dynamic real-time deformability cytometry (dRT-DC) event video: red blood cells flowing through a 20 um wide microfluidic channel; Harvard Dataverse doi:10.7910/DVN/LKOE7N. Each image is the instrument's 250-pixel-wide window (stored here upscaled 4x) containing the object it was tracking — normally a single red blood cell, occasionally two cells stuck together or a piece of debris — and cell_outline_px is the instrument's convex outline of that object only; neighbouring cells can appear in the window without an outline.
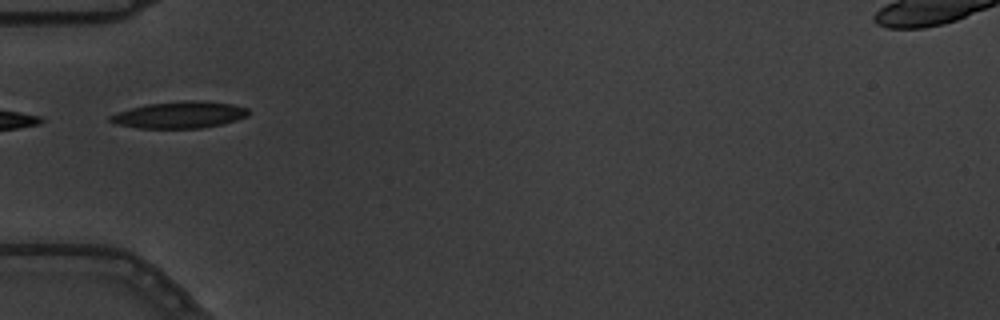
{"species": "common noctule bat (a hibernating species)", "species_latin": "Nyctalus noctula", "temperature_condition": "warm", "stored_images_in_passage": 9, "camera_frame_rate_fps": 3000, "um_per_image_px": 0.085, "animal": {"sex": "male", "body_mass_g": 19.5, "forearm_length_mm": 54.6}, "frame": {"image": 1, "passage_image": 3, "time_ms": 0.667, "image_size_px": [1000, 320], "cell_outline_px": [[252, 112], [248, 116], [236, 120], [220, 124], [200, 128], [140, 128], [116, 124], [108, 120], [108, 116], [132, 108], [148, 104], [184, 100], [200, 100], [232, 104], [248, 108]], "centroid_in_image_um": [15.31, 9.75], "position_along_channel_um": 69.7, "area_um2": 21.44}}